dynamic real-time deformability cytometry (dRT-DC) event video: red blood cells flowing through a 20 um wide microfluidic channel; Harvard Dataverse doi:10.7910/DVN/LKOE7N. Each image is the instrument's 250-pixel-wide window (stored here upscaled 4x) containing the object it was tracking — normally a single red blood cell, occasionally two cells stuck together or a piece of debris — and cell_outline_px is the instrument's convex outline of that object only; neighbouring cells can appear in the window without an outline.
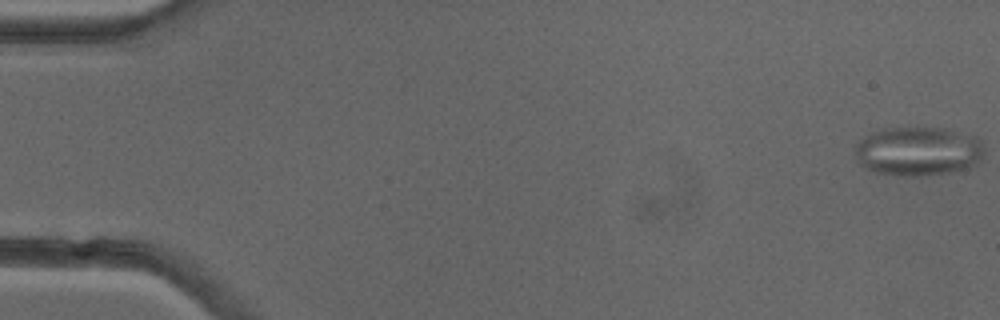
{"species": "common noctule bat (a hibernating species)", "species_latin": "Nyctalus noctula", "temperature_condition": "cold", "stored_images_in_passage": 52, "camera_frame_rate_fps": 3000, "um_per_image_px": 0.085, "animal": {"sex": "female"}, "frame": {"image": 1, "passage_image": 1, "time_ms": 0.0, "image_size_px": [1000, 320], "cell_outline_px": [[984, 152], [980, 160], [972, 168], [952, 172], [924, 176], [900, 176], [876, 172], [864, 168], [856, 160], [852, 148], [864, 136], [872, 132], [884, 128], [944, 128], [976, 136], [980, 140]], "centroid_in_image_um": [78.02, 12.87], "position_along_channel_um": 7.0, "area_um2": 37.57}}
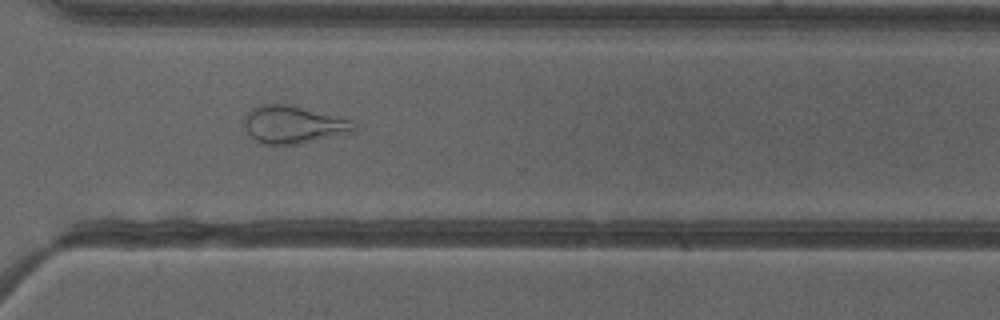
{"frame": {"image": 2, "passage_image": 38, "time_ms": 12.333, "image_size_px": [1000, 320], "cell_outline_px": [[356, 128], [352, 132], [300, 144], [256, 144], [244, 128], [244, 116], [252, 108], [264, 104], [284, 104], [352, 120], [356, 124]], "centroid_in_image_um": [24.88, 10.62], "position_along_channel_um": 345.7, "area_um2": 23.93}}
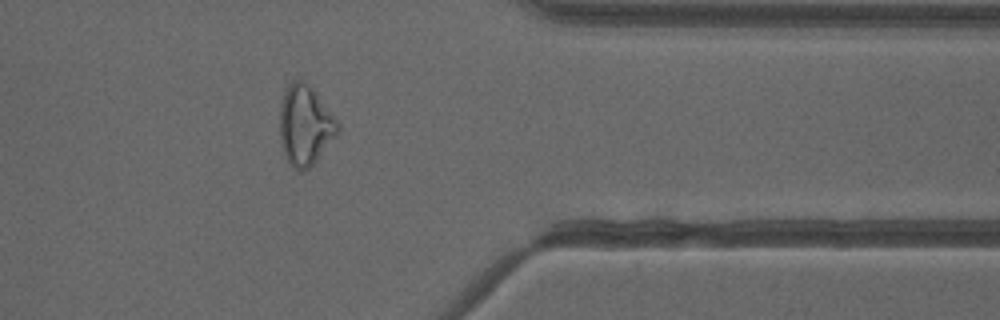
{"frame": {"image": 3, "passage_image": 42, "time_ms": 13.667, "image_size_px": [1000, 320], "cell_outline_px": [[340, 128], [336, 136], [316, 160], [308, 168], [300, 172], [292, 168], [284, 152], [280, 136], [280, 104], [284, 92], [288, 84], [292, 80], [304, 80], [316, 92], [340, 124]], "centroid_in_image_um": [25.93, 10.63], "position_along_channel_um": 385.5, "area_um2": 26.88}, "authors_computed_cell_mechanics": {"area_um2": 27.9463, "velocity_mm_per_s": 3.9848, "shape_relaxation_time_tau1_ms": null, "shape_relaxation_time_tau2_ms": 1.8504, "deformation_change_tau1": null, "deformation_change_tau2": 0.104}}